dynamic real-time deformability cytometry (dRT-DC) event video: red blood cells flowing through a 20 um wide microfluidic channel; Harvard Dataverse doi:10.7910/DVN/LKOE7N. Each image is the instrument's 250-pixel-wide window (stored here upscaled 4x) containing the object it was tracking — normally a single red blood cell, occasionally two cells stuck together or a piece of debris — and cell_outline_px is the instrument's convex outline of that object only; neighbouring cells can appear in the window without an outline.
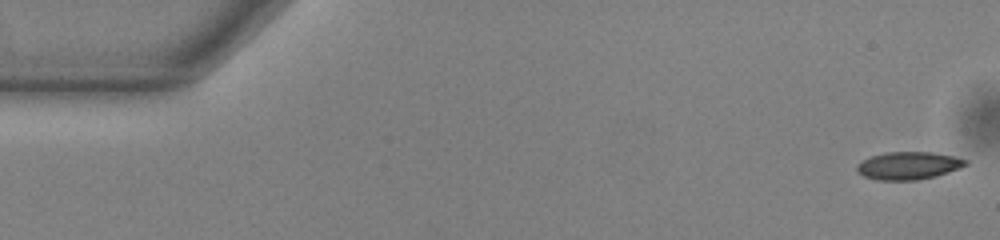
{"species": "common noctule bat (a hibernating species)", "species_latin": "Nyctalus noctula", "temperature_condition": "warm", "stored_images_in_passage": 40, "camera_frame_rate_fps": 3000, "um_per_image_px": 0.085, "animal": {"sex": "male", "body_mass_g": 13.0, "forearm_length_mm": 53.1}, "frame": {"image": 1, "passage_image": 1, "time_ms": 0.0, "image_size_px": [1000, 240], "cell_outline_px": [[968, 164], [960, 168], [936, 176], [916, 180], [876, 180], [864, 176], [856, 172], [856, 164], [872, 156], [884, 152], [932, 152], [952, 156], [968, 160]], "centroid_in_image_um": [77.2, 14.08], "position_along_channel_um": 7.8, "area_um2": 17.57}}
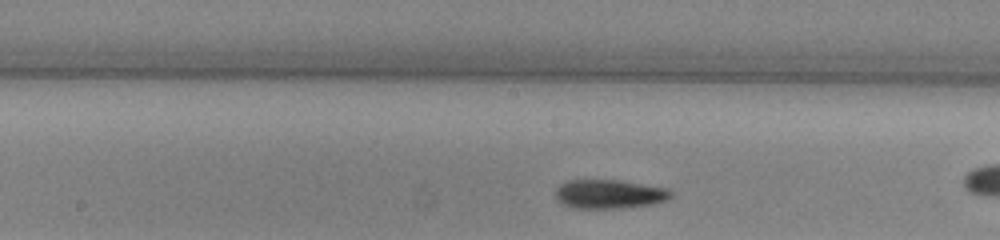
{"frame": {"image": 2, "passage_image": 24, "time_ms": 7.667, "image_size_px": [1000, 240], "cell_outline_px": [[672, 196], [668, 200], [652, 204], [624, 208], [572, 208], [564, 204], [556, 196], [556, 188], [560, 184], [568, 180], [616, 180], [668, 188], [672, 192]], "centroid_in_image_um": [51.82, 16.5], "position_along_channel_um": 196.4, "area_um2": 19.42}}
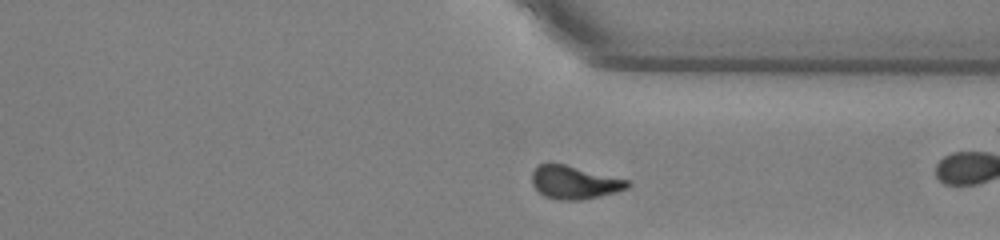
{"frame": {"image": 3, "passage_image": 37, "time_ms": 12.0, "image_size_px": [1000, 240], "cell_outline_px": [[632, 184], [628, 188], [616, 192], [600, 196], [580, 200], [556, 200], [544, 196], [532, 184], [532, 172], [540, 164], [564, 164], [628, 180]], "centroid_in_image_um": [48.83, 15.52], "position_along_channel_um": 362.6, "area_um2": 18.26}, "authors_computed_cell_mechanics": {"area_um2": 18.6983, "velocity_mm_per_s": 3.8378, "shape_relaxation_time_tau1_ms": 4.9973, "shape_relaxation_time_tau2_ms": 3.9486, "deformation_change_tau1": 0.1599, "deformation_change_tau2": 0.1102}}